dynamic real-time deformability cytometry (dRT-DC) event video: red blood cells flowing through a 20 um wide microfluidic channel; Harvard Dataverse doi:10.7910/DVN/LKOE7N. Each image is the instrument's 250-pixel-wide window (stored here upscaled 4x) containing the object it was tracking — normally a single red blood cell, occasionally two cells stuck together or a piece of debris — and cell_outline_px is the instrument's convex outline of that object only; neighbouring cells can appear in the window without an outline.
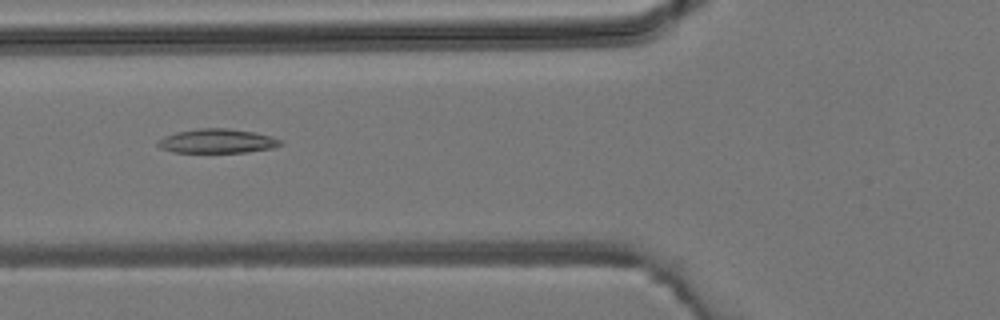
{"species": "common noctule bat (a hibernating species)", "species_latin": "Nyctalus noctula", "temperature_condition": "room temperature", "stored_images_in_passage": 32, "camera_frame_rate_fps": 3000, "um_per_image_px": 0.085, "animal": {"sex": "male", "body_mass_g": 19.2, "forearm_length_mm": 51.8}, "frame": {"image": 1, "passage_image": 4, "time_ms": 1.0, "image_size_px": [1000, 320], "cell_outline_px": [[284, 144], [272, 148], [248, 152], [172, 152], [160, 148], [156, 144], [164, 136], [176, 132], [200, 128], [228, 128], [256, 132], [272, 136], [284, 140]], "centroid_in_image_um": [18.52, 11.98], "position_along_channel_um": 107.3, "area_um2": 17.46}}
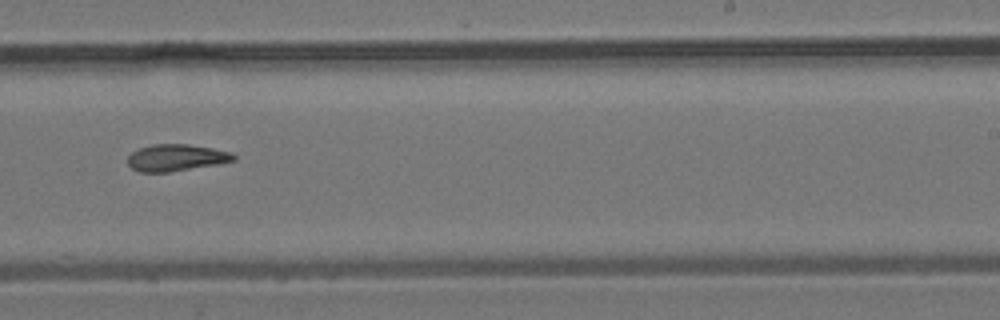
{"frame": {"image": 2, "passage_image": 15, "time_ms": 4.667, "image_size_px": [1000, 320], "cell_outline_px": [[236, 160], [220, 164], [168, 172], [140, 172], [132, 168], [128, 164], [128, 156], [132, 152], [140, 148], [152, 144], [188, 144], [212, 148], [232, 152], [236, 156]], "centroid_in_image_um": [15.0, 13.4], "position_along_channel_um": 274.0, "area_um2": 16.59}}
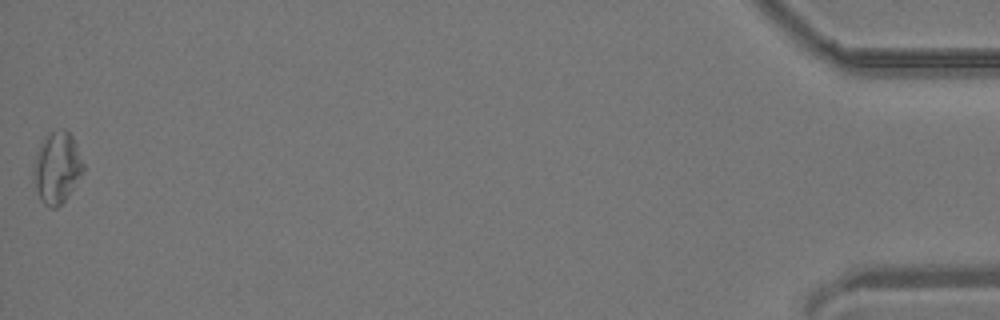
{"frame": {"image": 3, "passage_image": 32, "time_ms": 10.333, "image_size_px": [1000, 320], "cell_outline_px": [[84, 172], [64, 200], [56, 208], [48, 208], [40, 200], [36, 188], [32, 172], [36, 152], [40, 140], [48, 132], [64, 128], [72, 136], [76, 144], [84, 164]], "centroid_in_image_um": [4.82, 14.22], "position_along_channel_um": 430.4, "area_um2": 20.92}}